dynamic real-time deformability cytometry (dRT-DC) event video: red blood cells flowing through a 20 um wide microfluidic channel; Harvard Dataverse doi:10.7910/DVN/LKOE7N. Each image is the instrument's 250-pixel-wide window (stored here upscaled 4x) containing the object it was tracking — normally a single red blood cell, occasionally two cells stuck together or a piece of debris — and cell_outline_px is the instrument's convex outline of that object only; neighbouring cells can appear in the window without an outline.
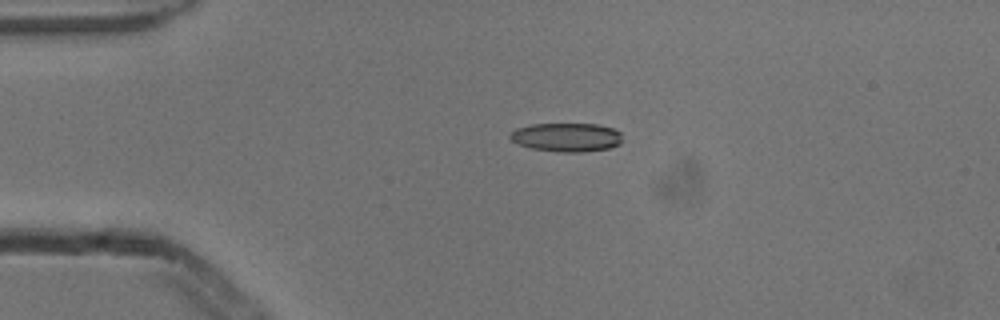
{"species": "common noctule bat (a hibernating species)", "species_latin": "Nyctalus noctula", "temperature_condition": "cold", "stored_images_in_passage": 4, "camera_frame_rate_fps": 3000, "um_per_image_px": 0.085, "animal": {"sex": "male", "body_mass_g": 13.3}, "frame": {"image": 1, "passage_image": 3, "time_ms": 0.667, "image_size_px": [1000, 320], "cell_outline_px": [[620, 144], [608, 148], [580, 152], [560, 152], [532, 148], [520, 144], [512, 140], [508, 136], [508, 132], [516, 128], [532, 124], [596, 124], [612, 128], [620, 132]], "centroid_in_image_um": [48.12, 11.66], "position_along_channel_um": 36.9, "area_um2": 18.67}}